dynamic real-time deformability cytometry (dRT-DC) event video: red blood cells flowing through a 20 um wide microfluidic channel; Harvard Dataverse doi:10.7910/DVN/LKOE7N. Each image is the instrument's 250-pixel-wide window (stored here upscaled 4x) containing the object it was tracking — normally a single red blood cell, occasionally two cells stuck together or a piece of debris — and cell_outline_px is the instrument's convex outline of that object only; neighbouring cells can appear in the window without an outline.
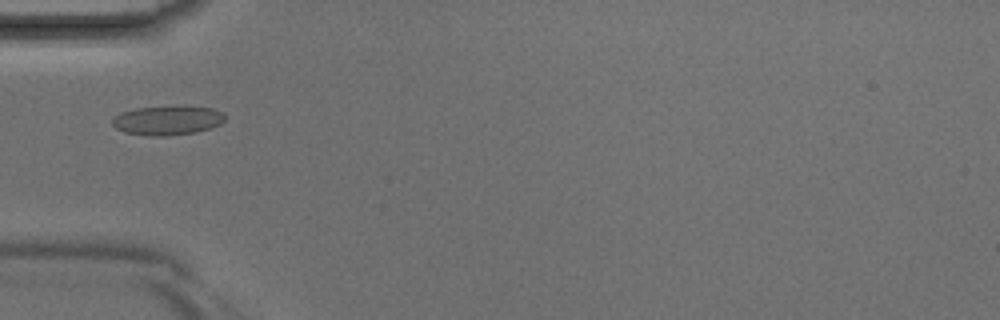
{"species": "Egyptian fruit bat (a non-hibernating species)", "species_latin": "Rousettus aegyptiacus", "temperature_condition": "room temperature", "stored_images_in_passage": 4, "camera_frame_rate_fps": 3000, "um_per_image_px": 0.085, "animal": {"sex": "male"}, "frame": {"image": 1, "passage_image": 4, "time_ms": 1.0, "image_size_px": [1000, 320], "cell_outline_px": [[224, 120], [220, 124], [196, 132], [168, 136], [148, 136], [124, 132], [116, 128], [112, 124], [112, 120], [120, 112], [136, 108], [184, 104], [212, 108], [224, 112]], "centroid_in_image_um": [14.25, 10.2], "position_along_channel_um": 70.8, "area_um2": 19.71}}